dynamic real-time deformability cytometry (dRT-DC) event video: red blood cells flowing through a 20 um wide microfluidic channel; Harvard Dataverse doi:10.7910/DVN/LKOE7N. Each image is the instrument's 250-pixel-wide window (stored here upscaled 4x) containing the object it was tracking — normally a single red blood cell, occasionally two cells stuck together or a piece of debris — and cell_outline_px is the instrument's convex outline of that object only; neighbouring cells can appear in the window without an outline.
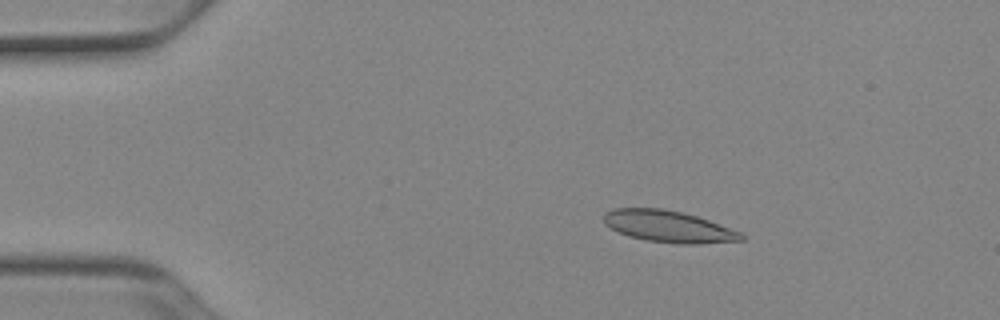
{"species": "Egyptian fruit bat (a non-hibernating species)", "species_latin": "Rousettus aegyptiacus", "temperature_condition": "cold", "stored_images_in_passage": 52, "camera_frame_rate_fps": 3000, "um_per_image_px": 0.085, "animal": {"sex": "female"}, "frame": {"image": 1, "passage_image": 9, "time_ms": 2.667, "image_size_px": [1000, 320], "cell_outline_px": [[744, 240], [700, 244], [676, 244], [648, 240], [628, 236], [616, 232], [604, 224], [604, 212], [612, 208], [664, 208], [684, 212], [708, 220], [740, 232], [744, 236]], "centroid_in_image_um": [56.78, 19.24], "position_along_channel_um": 28.2, "area_um2": 25.55}}
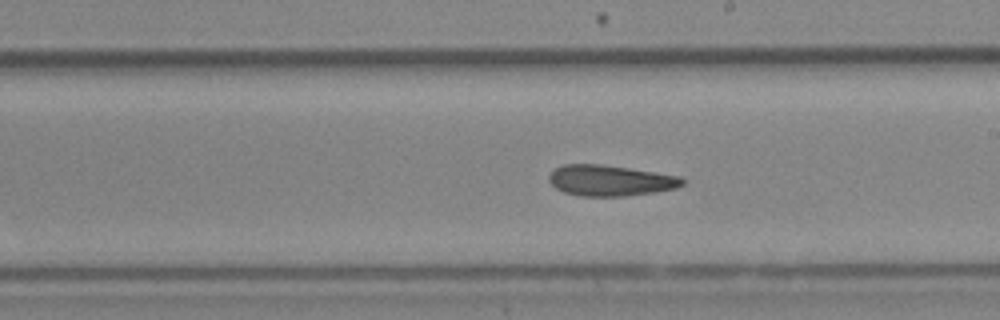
{"frame": {"image": 2, "passage_image": 30, "time_ms": 9.667, "image_size_px": [1000, 320], "cell_outline_px": [[684, 184], [676, 188], [656, 192], [624, 196], [580, 196], [564, 192], [556, 188], [548, 180], [548, 176], [556, 168], [564, 164], [600, 164], [628, 168], [680, 176], [684, 180]], "centroid_in_image_um": [51.87, 15.35], "position_along_channel_um": 237.1, "area_um2": 23.87}}
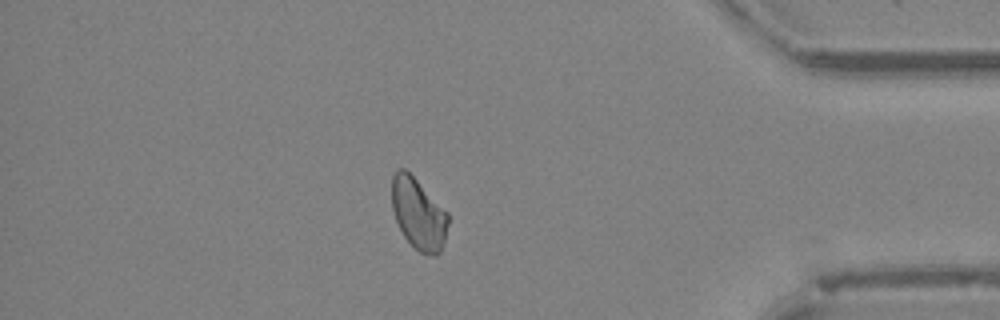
{"frame": {"image": 3, "passage_image": 45, "time_ms": 14.667, "image_size_px": [1000, 320], "cell_outline_px": [[448, 224], [444, 240], [440, 252], [436, 256], [432, 256], [420, 252], [404, 236], [396, 220], [392, 208], [392, 176], [396, 168], [404, 168], [448, 212]], "centroid_in_image_um": [35.56, 18.17], "position_along_channel_um": 399.6, "area_um2": 23.06}, "authors_computed_cell_mechanics": {"area_um2": 24.3916, "velocity_mm_per_s": 3.9067, "shape_relaxation_time_tau1_ms": 10.5513, "shape_relaxation_time_tau2_ms": 4.7045, "deformation_change_tau1": 0.1718, "deformation_change_tau2": 0.1049}}